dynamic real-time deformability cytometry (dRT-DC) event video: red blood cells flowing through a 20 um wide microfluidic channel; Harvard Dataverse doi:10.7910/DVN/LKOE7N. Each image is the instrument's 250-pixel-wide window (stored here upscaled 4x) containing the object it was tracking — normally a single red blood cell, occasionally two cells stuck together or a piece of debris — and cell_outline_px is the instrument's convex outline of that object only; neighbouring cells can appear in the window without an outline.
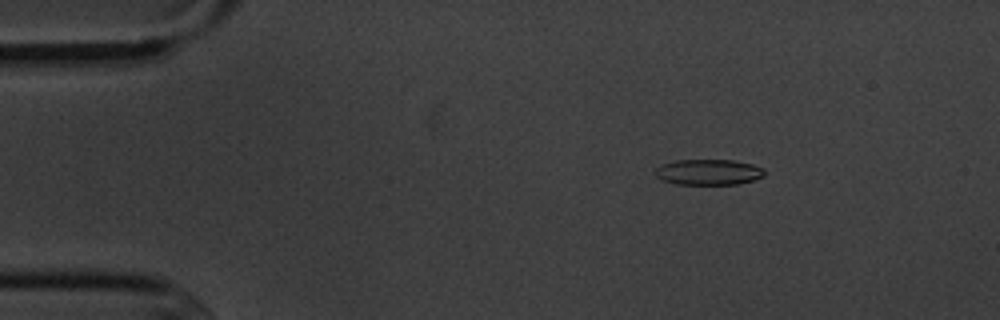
{"species": "common noctule bat (a hibernating species)", "species_latin": "Nyctalus noctula", "temperature_condition": "cold", "stored_images_in_passage": 6, "camera_frame_rate_fps": 3000, "um_per_image_px": 0.085, "animal": {"sex": "male", "body_mass_g": 20.1, "forearm_length_mm": 53.5}, "frame": {"image": 1, "passage_image": 2, "time_ms": 1.333, "image_size_px": [1000, 320], "cell_outline_px": [[764, 176], [752, 180], [736, 184], [676, 184], [664, 180], [656, 176], [656, 168], [664, 164], [676, 160], [732, 160], [752, 164], [764, 168]], "centroid_in_image_um": [60.25, 14.62], "position_along_channel_um": 24.8, "area_um2": 16.13}}
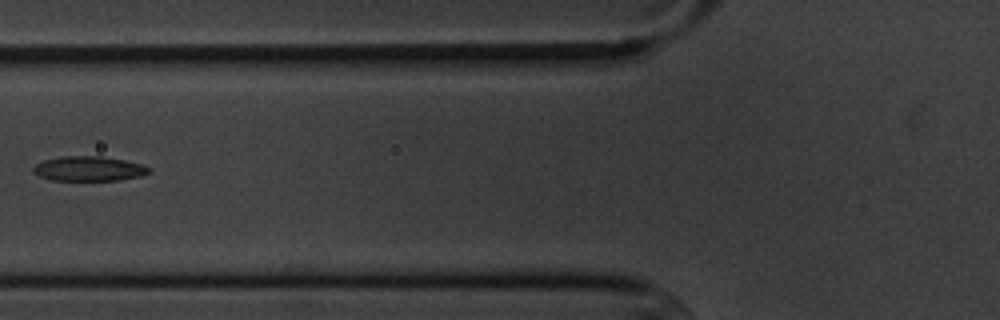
{"frame": {"image": 2, "passage_image": 5, "time_ms": 5.667, "image_size_px": [1000, 320], "cell_outline_px": [[152, 172], [140, 176], [120, 180], [52, 180], [40, 176], [32, 172], [32, 168], [36, 164], [44, 160], [60, 156], [100, 156], [124, 160], [140, 164], [148, 168]], "centroid_in_image_um": [7.52, 14.34], "position_along_channel_um": 118.3, "area_um2": 16.59}}
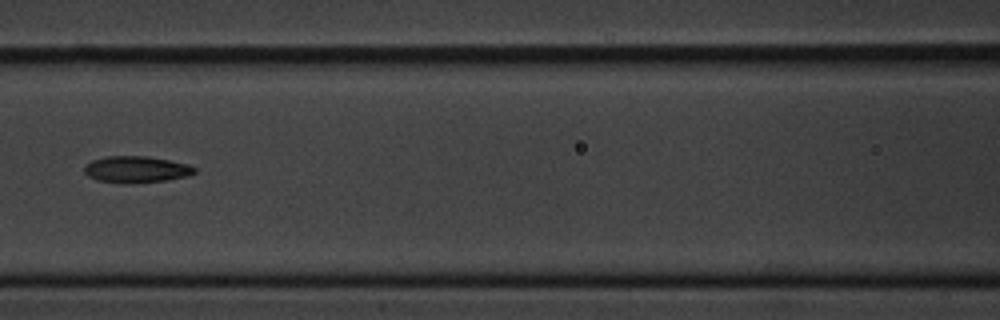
{"frame": {"image": 3, "passage_image": 6, "time_ms": 6.667, "image_size_px": [1000, 320], "cell_outline_px": [[196, 172], [188, 176], [168, 180], [124, 184], [96, 180], [88, 176], [84, 172], [84, 164], [92, 160], [108, 156], [148, 156], [188, 164], [196, 168]], "centroid_in_image_um": [11.56, 14.4], "position_along_channel_um": 155.0, "area_um2": 17.22}}